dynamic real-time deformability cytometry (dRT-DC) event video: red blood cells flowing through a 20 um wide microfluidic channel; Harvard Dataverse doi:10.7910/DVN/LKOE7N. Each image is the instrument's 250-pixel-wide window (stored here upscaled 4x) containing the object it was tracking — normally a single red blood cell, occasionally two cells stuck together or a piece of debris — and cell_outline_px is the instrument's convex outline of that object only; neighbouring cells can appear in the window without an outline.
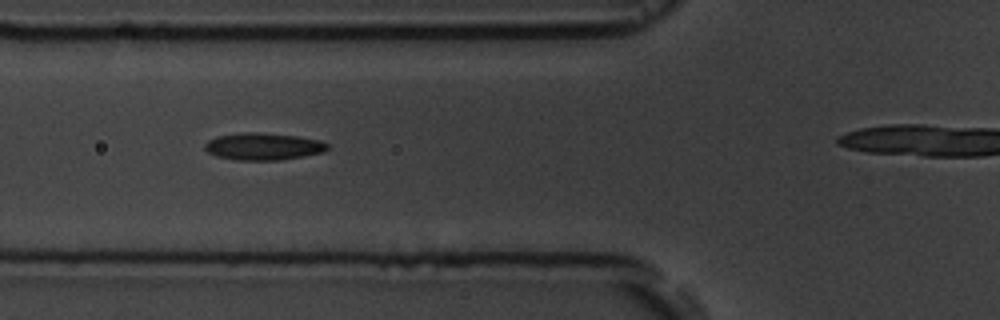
{"species": "common noctule bat (a hibernating species)", "species_latin": "Nyctalus noctula", "temperature_condition": "room temperature", "stored_images_in_passage": 9, "camera_frame_rate_fps": 3000, "um_per_image_px": 0.085, "animal": {"sex": "male", "body_mass_g": 19.5, "forearm_length_mm": 54.6}, "frame": {"image": 1, "passage_image": 6, "time_ms": 6.0, "image_size_px": [1000, 320], "cell_outline_px": [[328, 148], [324, 152], [304, 156], [280, 160], [236, 160], [216, 156], [208, 152], [204, 148], [204, 144], [208, 140], [216, 136], [244, 132], [256, 132], [296, 136], [320, 140], [328, 144]], "centroid_in_image_um": [22.36, 12.45], "position_along_channel_um": 103.4, "area_um2": 19.42}}
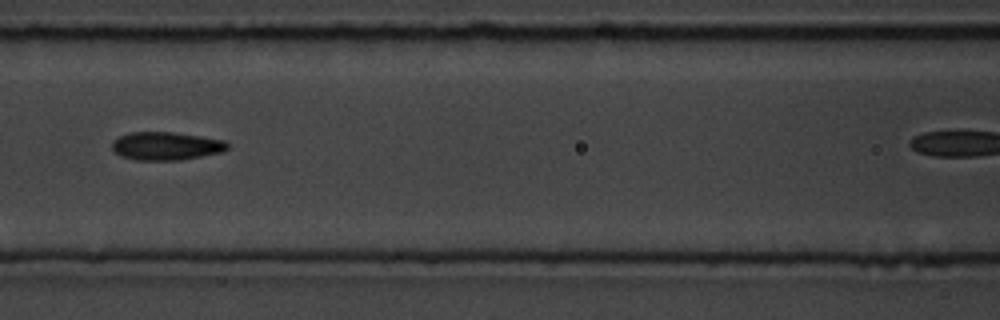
{"frame": {"image": 2, "passage_image": 7, "time_ms": 7.333, "image_size_px": [1000, 320], "cell_outline_px": [[228, 148], [224, 152], [180, 160], [136, 160], [120, 156], [112, 152], [112, 140], [128, 132], [172, 132], [200, 136], [224, 140], [228, 144]], "centroid_in_image_um": [14.08, 12.41], "position_along_channel_um": 152.5, "area_um2": 19.13}}
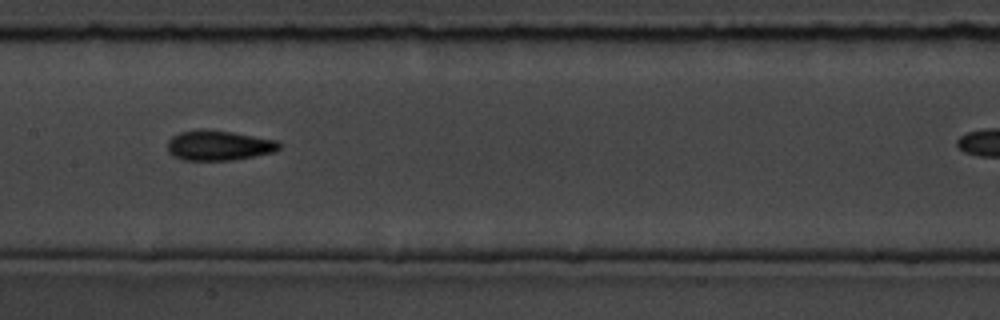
{"frame": {"image": 3, "passage_image": 8, "time_ms": 8.333, "image_size_px": [1000, 320], "cell_outline_px": [[280, 148], [276, 152], [232, 160], [184, 160], [172, 156], [168, 152], [168, 140], [172, 136], [180, 132], [196, 128], [200, 128], [232, 132], [280, 140]], "centroid_in_image_um": [18.6, 12.35], "position_along_channel_um": 188.8, "area_um2": 19.88}}